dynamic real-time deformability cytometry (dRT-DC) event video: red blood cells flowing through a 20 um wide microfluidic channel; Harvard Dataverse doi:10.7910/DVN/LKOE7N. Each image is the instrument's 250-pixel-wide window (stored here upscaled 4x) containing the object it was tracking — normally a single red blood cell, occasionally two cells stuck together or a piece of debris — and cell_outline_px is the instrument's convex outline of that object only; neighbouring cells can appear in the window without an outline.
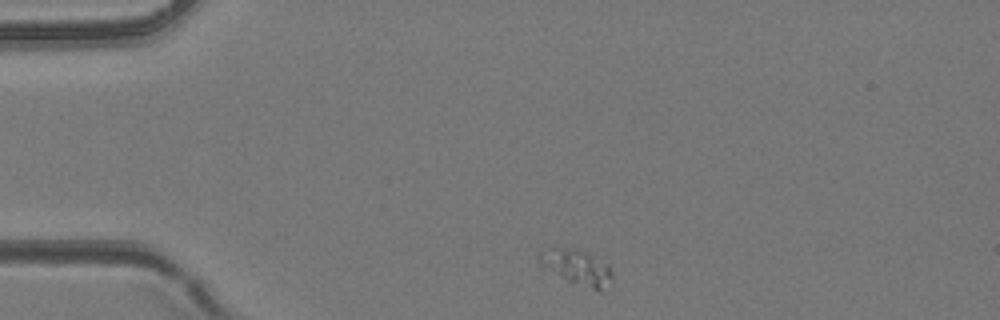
{"species": "common noctule bat (a hibernating species)", "species_latin": "Nyctalus noctula", "temperature_condition": "room temperature", "stored_images_in_passage": 24, "camera_frame_rate_fps": 3000, "um_per_image_px": 0.085, "animal": {"sex": "female", "body_mass_g": 24.6, "forearm_length_mm": 56.2}, "frame": {"image": 1, "passage_image": 1, "time_ms": 0.0, "image_size_px": [1000, 320], "cell_outline_px": [[612, 276], [600, 292], [568, 280], [540, 268], [536, 264], [536, 260], [540, 252], [544, 248], [576, 248], [588, 252], [608, 264], [612, 272]], "centroid_in_image_um": [48.93, 22.67], "position_along_channel_um": 36.1, "area_um2": 15.2}}
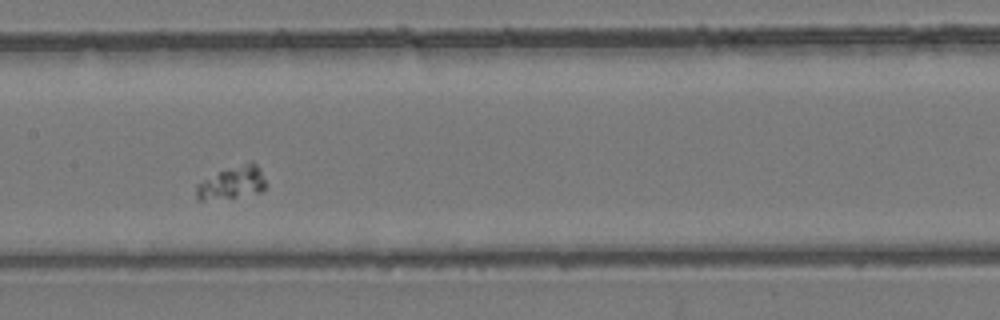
{"frame": {"image": 2, "passage_image": 14, "time_ms": 4.333, "image_size_px": [1000, 320], "cell_outline_px": [[268, 184], [260, 192], [236, 196], [200, 200], [196, 200], [196, 184], [228, 168], [252, 160], [260, 168]], "centroid_in_image_um": [19.78, 15.51], "position_along_channel_um": 187.6, "area_um2": 13.01}}
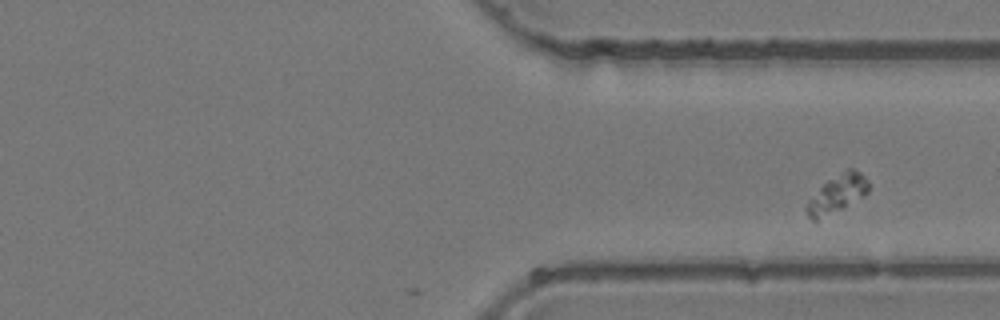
{"frame": {"image": 3, "passage_image": 24, "time_ms": 7.667, "image_size_px": [1000, 320], "cell_outline_px": [[868, 192], [864, 196], [844, 208], [816, 220], [812, 220], [808, 216], [804, 208], [808, 200], [828, 180], [848, 168], [856, 168], [868, 180]], "centroid_in_image_um": [71.17, 16.48], "position_along_channel_um": 340.2, "area_um2": 13.58}}